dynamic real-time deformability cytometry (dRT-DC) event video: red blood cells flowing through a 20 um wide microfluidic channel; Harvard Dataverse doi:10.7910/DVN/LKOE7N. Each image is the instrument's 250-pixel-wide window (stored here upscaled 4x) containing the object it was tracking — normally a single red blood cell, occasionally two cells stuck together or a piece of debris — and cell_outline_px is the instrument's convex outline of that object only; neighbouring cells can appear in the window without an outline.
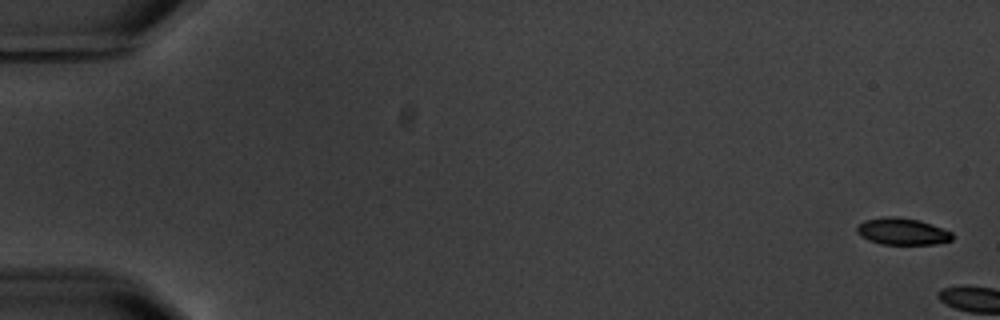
{"species": "common noctule bat (a hibernating species)", "species_latin": "Nyctalus noctula", "temperature_condition": "warm", "stored_images_in_passage": 2, "camera_frame_rate_fps": 3000, "um_per_image_px": 0.085, "animal": {"sex": "male", "body_mass_g": 20.1, "forearm_length_mm": 53.5}, "frame": {"image": 1, "passage_image": 1, "time_ms": 0.0, "image_size_px": [1000, 320], "cell_outline_px": [[952, 240], [936, 244], [880, 244], [868, 240], [860, 236], [856, 232], [856, 228], [864, 220], [884, 216], [896, 216], [920, 220], [932, 224], [952, 232]], "centroid_in_image_um": [76.68, 19.66], "position_along_channel_um": 8.3, "area_um2": 15.03}}